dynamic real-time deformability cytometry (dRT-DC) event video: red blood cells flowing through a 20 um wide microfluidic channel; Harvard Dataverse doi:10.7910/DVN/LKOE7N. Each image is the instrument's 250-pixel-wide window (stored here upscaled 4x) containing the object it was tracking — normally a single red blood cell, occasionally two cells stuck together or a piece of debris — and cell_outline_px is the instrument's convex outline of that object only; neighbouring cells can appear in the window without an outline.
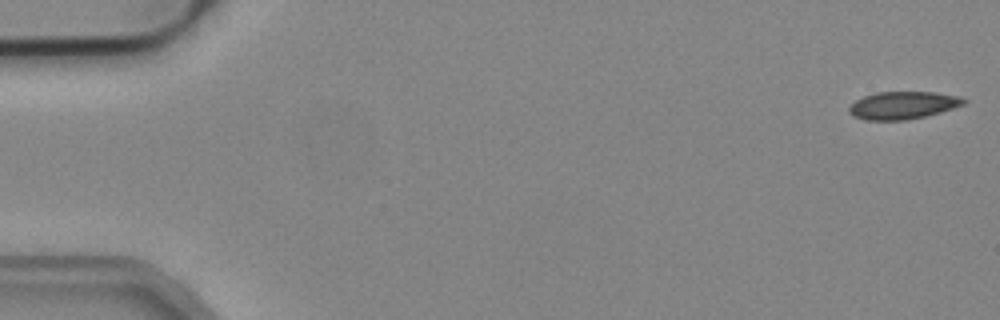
{"species": "common noctule bat (a hibernating species)", "species_latin": "Nyctalus noctula", "temperature_condition": "cold", "stored_images_in_passage": 52, "camera_frame_rate_fps": 3000, "um_per_image_px": 0.085, "animal": {"sex": "male", "body_mass_g": 19.2, "forearm_length_mm": 51.8}, "frame": {"image": 1, "passage_image": 1, "time_ms": 0.0, "image_size_px": [1000, 320], "cell_outline_px": [[968, 100], [964, 104], [940, 112], [908, 120], [864, 120], [852, 116], [848, 112], [848, 108], [856, 100], [864, 96], [876, 92], [932, 92], [960, 96]], "centroid_in_image_um": [76.72, 8.95], "position_along_channel_um": 8.3, "area_um2": 18.44}}
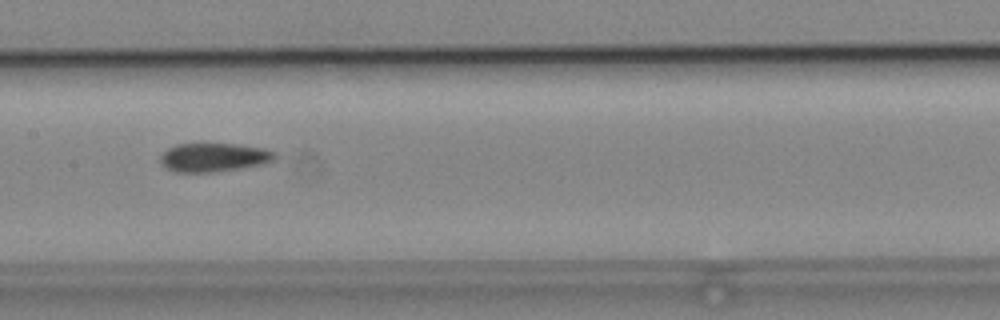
{"frame": {"image": 2, "passage_image": 26, "time_ms": 8.333, "image_size_px": [1000, 320], "cell_outline_px": [[276, 156], [272, 160], [260, 164], [240, 168], [212, 172], [176, 172], [164, 168], [160, 164], [160, 156], [168, 148], [176, 144], [236, 144], [264, 148], [276, 152]], "centroid_in_image_um": [18.12, 13.37], "position_along_channel_um": 189.3, "area_um2": 19.07}}
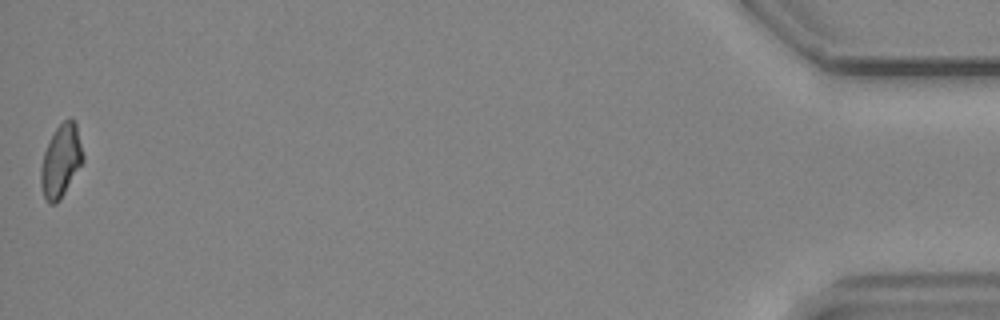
{"frame": {"image": 3, "passage_image": 52, "time_ms": 17.0, "image_size_px": [1000, 320], "cell_outline_px": [[84, 160], [60, 200], [56, 204], [48, 204], [44, 196], [40, 184], [40, 168], [44, 152], [56, 128], [64, 120], [72, 116], [76, 124], [84, 156]], "centroid_in_image_um": [5.18, 13.69], "position_along_channel_um": 430.0, "area_um2": 17.8}}